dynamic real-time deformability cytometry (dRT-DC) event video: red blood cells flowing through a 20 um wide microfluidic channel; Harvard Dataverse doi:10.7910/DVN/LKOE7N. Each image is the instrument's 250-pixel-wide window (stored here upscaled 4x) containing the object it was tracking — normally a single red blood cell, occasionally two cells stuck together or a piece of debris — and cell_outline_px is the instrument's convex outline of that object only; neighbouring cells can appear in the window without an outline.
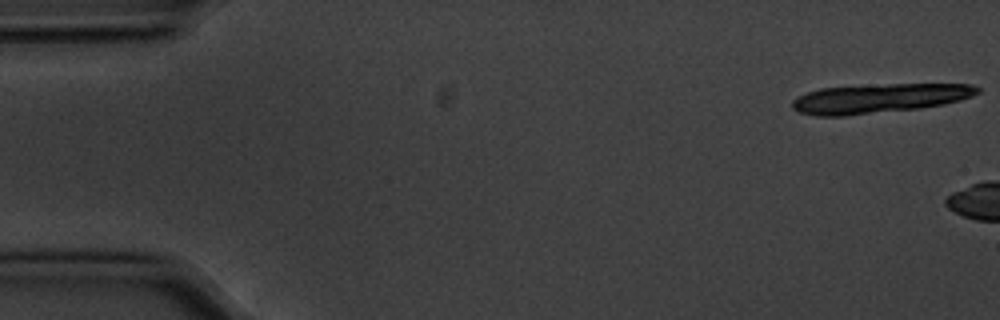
{"species": "common noctule bat (a hibernating species)", "species_latin": "Nyctalus noctula", "temperature_condition": "cold", "stored_images_in_passage": 6, "camera_frame_rate_fps": 3000, "um_per_image_px": 0.085, "animal": {"sex": "male", "body_mass_g": 20.1, "forearm_length_mm": 53.5}, "frame": {"image": 1, "passage_image": 1, "time_ms": 0.0, "image_size_px": [1000, 320], "cell_outline_px": [[980, 92], [972, 96], [960, 100], [944, 104], [920, 108], [844, 116], [816, 116], [800, 112], [792, 108], [792, 100], [796, 96], [820, 88], [888, 84], [972, 84], [980, 88]], "centroid_in_image_um": [74.73, 8.36], "position_along_channel_um": 10.3, "area_um2": 31.62}}